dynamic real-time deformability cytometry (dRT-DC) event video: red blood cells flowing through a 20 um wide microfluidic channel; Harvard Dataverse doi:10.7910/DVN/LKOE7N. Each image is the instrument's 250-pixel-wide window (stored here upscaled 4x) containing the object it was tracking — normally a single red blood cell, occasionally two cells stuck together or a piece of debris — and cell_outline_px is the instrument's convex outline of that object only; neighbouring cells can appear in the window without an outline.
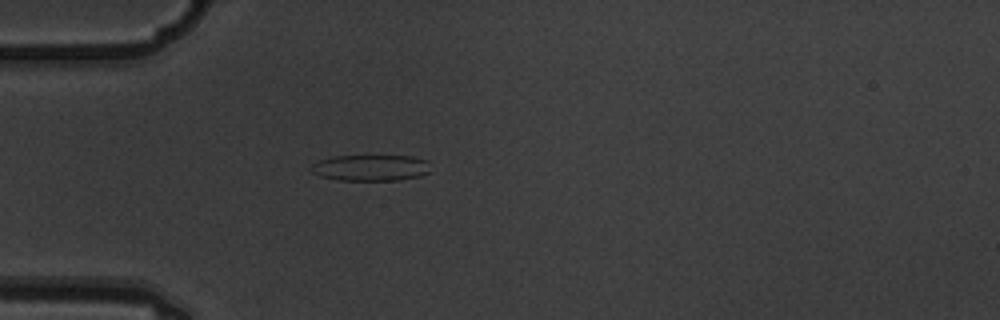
{"species": "common noctule bat (a hibernating species)", "species_latin": "Nyctalus noctula", "temperature_condition": "warm", "stored_images_in_passage": 4, "camera_frame_rate_fps": 3000, "um_per_image_px": 0.085, "animal": {"sex": "male", "body_mass_g": 19.5, "forearm_length_mm": 54.6}, "frame": {"image": 1, "passage_image": 4, "time_ms": 1.0, "image_size_px": [1000, 320], "cell_outline_px": [[428, 172], [420, 176], [400, 180], [340, 180], [320, 176], [312, 172], [308, 168], [312, 164], [320, 160], [332, 156], [412, 156], [428, 160]], "centroid_in_image_um": [31.49, 14.26], "position_along_channel_um": 53.5, "area_um2": 18.21}}